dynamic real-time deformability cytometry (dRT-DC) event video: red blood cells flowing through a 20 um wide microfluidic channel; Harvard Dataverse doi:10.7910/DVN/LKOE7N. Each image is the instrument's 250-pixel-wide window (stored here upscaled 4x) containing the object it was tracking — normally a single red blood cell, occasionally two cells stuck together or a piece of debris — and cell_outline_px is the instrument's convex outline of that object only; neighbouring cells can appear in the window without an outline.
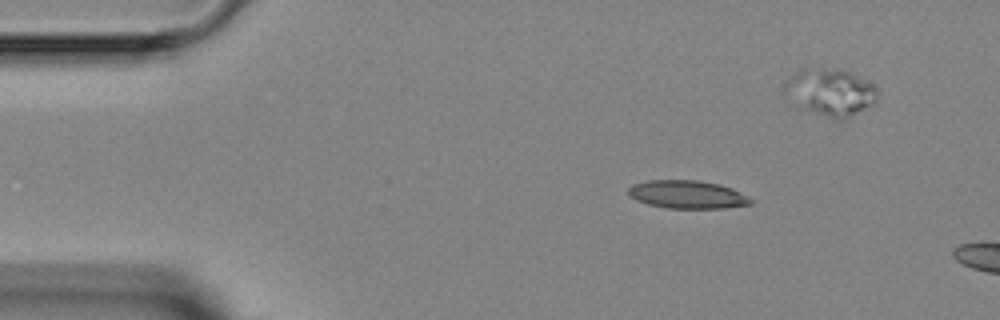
{"species": "Egyptian fruit bat (a non-hibernating species)", "species_latin": "Rousettus aegyptiacus", "temperature_condition": "room temperature", "stored_images_in_passage": 5, "camera_frame_rate_fps": 3000, "um_per_image_px": 0.085, "animal": {"sex": "female"}, "frame": {"image": 1, "passage_image": 1, "time_ms": 0.0, "image_size_px": [1000, 320], "cell_outline_px": [[756, 200], [752, 204], [724, 208], [668, 208], [648, 204], [636, 200], [628, 196], [628, 188], [632, 184], [648, 180], [696, 180], [720, 184], [732, 188]], "centroid_in_image_um": [58.44, 16.53], "position_along_channel_um": 26.6, "area_um2": 20.23}}
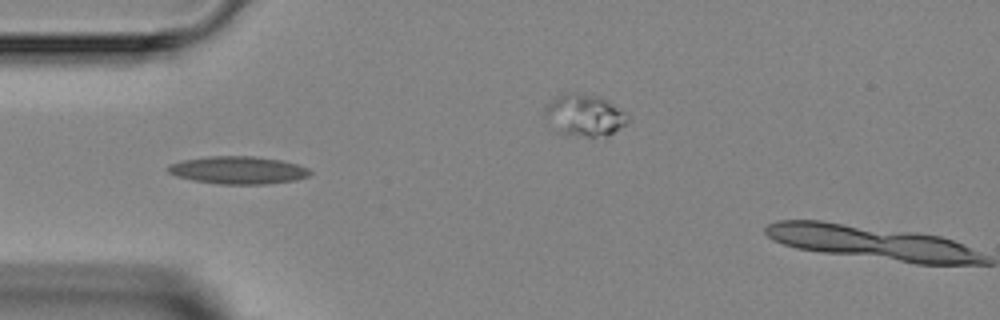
{"frame": {"image": 2, "passage_image": 3, "time_ms": 2.333, "image_size_px": [1000, 320], "cell_outline_px": [[312, 172], [308, 176], [296, 180], [264, 184], [216, 184], [192, 180], [176, 176], [168, 172], [168, 164], [180, 160], [208, 156], [256, 156], [280, 160], [296, 164], [308, 168]], "centroid_in_image_um": [20.2, 14.46], "position_along_channel_um": 64.8, "area_um2": 23.0}}